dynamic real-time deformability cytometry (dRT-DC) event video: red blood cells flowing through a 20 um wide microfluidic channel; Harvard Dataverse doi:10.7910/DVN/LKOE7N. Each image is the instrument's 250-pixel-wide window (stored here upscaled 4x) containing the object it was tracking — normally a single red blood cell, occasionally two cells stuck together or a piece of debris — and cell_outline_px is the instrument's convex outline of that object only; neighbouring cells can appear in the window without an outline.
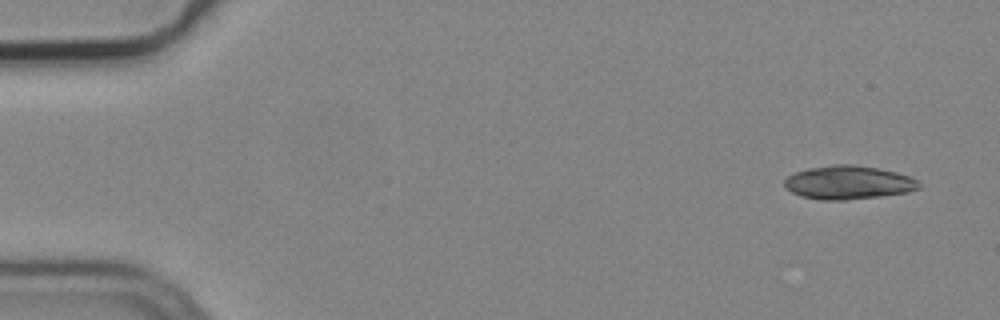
{"species": "common noctule bat (a hibernating species)", "species_latin": "Nyctalus noctula", "temperature_condition": "cold", "stored_images_in_passage": 8, "camera_frame_rate_fps": 3000, "um_per_image_px": 0.085, "animal": {"sex": "male", "body_mass_g": 19.2, "forearm_length_mm": 51.8}, "frame": {"image": 1, "passage_image": 1, "time_ms": 0.0, "image_size_px": [1000, 320], "cell_outline_px": [[920, 188], [908, 192], [880, 196], [844, 200], [820, 200], [800, 196], [784, 188], [784, 180], [788, 176], [796, 172], [808, 168], [832, 164], [852, 164], [880, 168], [896, 172], [908, 176], [916, 180], [920, 184]], "centroid_in_image_um": [72.08, 15.51], "position_along_channel_um": 12.9, "area_um2": 26.41}}
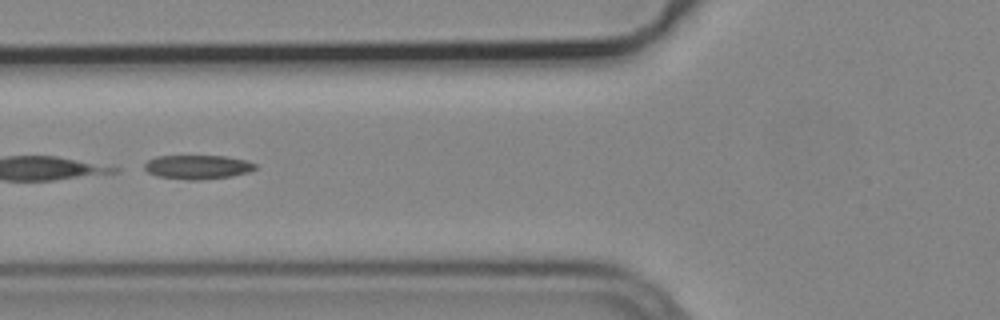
{"frame": {"image": 2, "passage_image": 5, "time_ms": 1.333, "image_size_px": [1000, 320], "cell_outline_px": [[260, 168], [248, 172], [232, 176], [200, 180], [188, 180], [156, 176], [148, 172], [144, 168], [144, 164], [148, 160], [156, 156], [224, 156], [248, 160], [256, 164]], "centroid_in_image_um": [16.83, 14.2], "position_along_channel_um": 109.0, "area_um2": 15.72}}
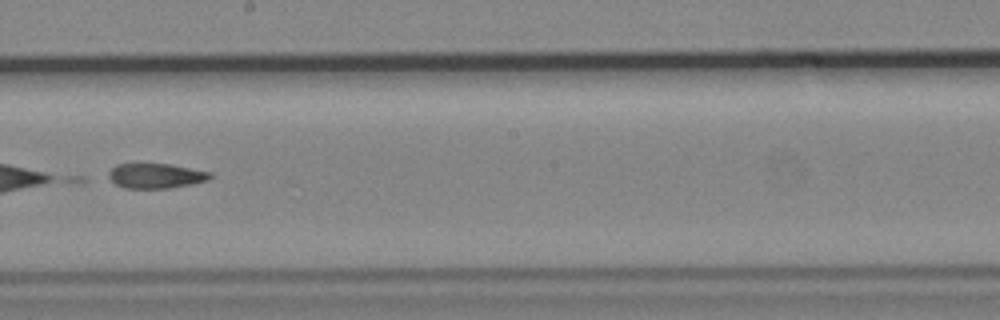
{"frame": {"image": 3, "passage_image": 8, "time_ms": 2.333, "image_size_px": [1000, 320], "cell_outline_px": [[212, 176], [208, 180], [192, 184], [168, 188], [124, 188], [116, 184], [108, 176], [108, 172], [116, 164], [172, 164], [212, 172]], "centroid_in_image_um": [13.27, 14.94], "position_along_channel_um": 234.9, "area_um2": 14.74}}